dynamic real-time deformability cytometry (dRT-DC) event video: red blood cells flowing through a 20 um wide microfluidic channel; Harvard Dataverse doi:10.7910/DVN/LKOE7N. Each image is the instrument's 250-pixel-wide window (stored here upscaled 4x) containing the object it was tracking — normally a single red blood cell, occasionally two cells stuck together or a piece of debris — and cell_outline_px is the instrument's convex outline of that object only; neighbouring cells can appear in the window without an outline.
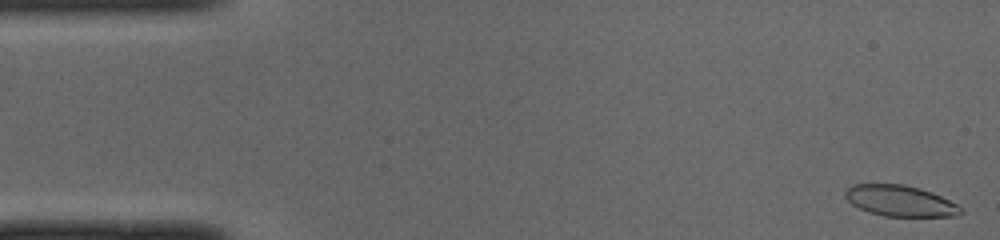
{"species": "common noctule bat (a hibernating species)", "species_latin": "Nyctalus noctula", "temperature_condition": "cold", "stored_images_in_passage": 50, "camera_frame_rate_fps": 3000, "um_per_image_px": 0.085, "animal": {"sex": "male", "body_mass_g": 19.0, "forearm_length_mm": 50.8}, "frame": {"image": 1, "passage_image": 1, "time_ms": 0.0, "image_size_px": [1000, 240], "cell_outline_px": [[964, 212], [960, 216], [884, 216], [868, 212], [852, 204], [844, 196], [844, 192], [852, 184], [904, 184], [920, 188], [932, 192], [956, 204]], "centroid_in_image_um": [76.5, 17.07], "position_along_channel_um": 8.5, "area_um2": 20.81}}
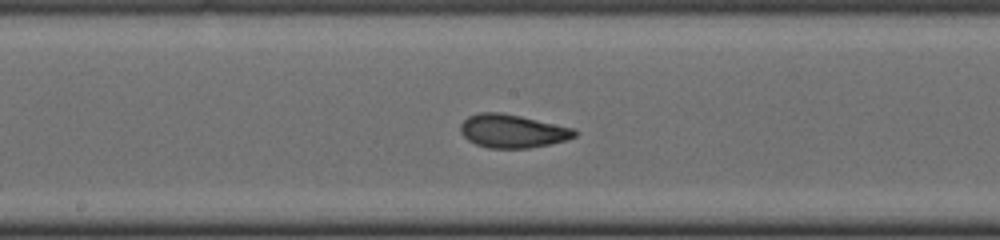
{"frame": {"image": 2, "passage_image": 25, "time_ms": 8.0, "image_size_px": [1000, 240], "cell_outline_px": [[576, 136], [568, 140], [552, 144], [528, 148], [488, 148], [476, 144], [468, 140], [460, 132], [460, 124], [468, 116], [480, 112], [500, 112], [520, 116], [576, 128]], "centroid_in_image_um": [43.58, 11.14], "position_along_channel_um": 204.6, "area_um2": 22.37}}
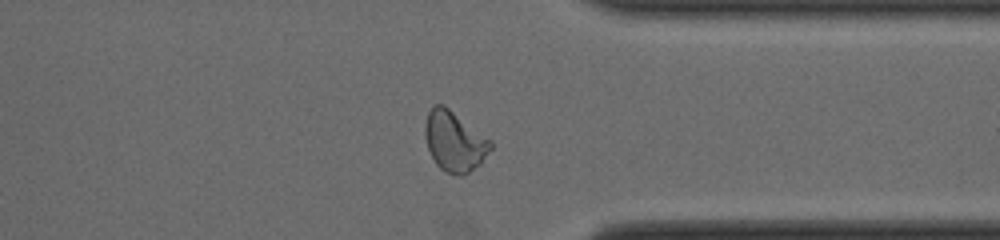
{"frame": {"image": 3, "passage_image": 38, "time_ms": 12.333, "image_size_px": [1000, 240], "cell_outline_px": [[492, 148], [480, 164], [464, 176], [456, 176], [444, 172], [436, 164], [428, 148], [424, 136], [424, 124], [428, 112], [432, 104], [444, 104], [492, 140]], "centroid_in_image_um": [38.62, 12.01], "position_along_channel_um": 372.8, "area_um2": 23.41}}